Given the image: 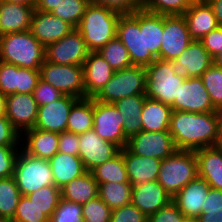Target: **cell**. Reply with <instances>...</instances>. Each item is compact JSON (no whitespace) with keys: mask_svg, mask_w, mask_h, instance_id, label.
Wrapping results in <instances>:
<instances>
[{"mask_svg":"<svg viewBox=\"0 0 222 222\" xmlns=\"http://www.w3.org/2000/svg\"><path fill=\"white\" fill-rule=\"evenodd\" d=\"M192 41L183 15H164L163 38L159 59L166 61L177 59Z\"/></svg>","mask_w":222,"mask_h":222,"instance_id":"13","label":"cell"},{"mask_svg":"<svg viewBox=\"0 0 222 222\" xmlns=\"http://www.w3.org/2000/svg\"><path fill=\"white\" fill-rule=\"evenodd\" d=\"M215 147L222 149V110L218 111V129Z\"/></svg>","mask_w":222,"mask_h":222,"instance_id":"59","label":"cell"},{"mask_svg":"<svg viewBox=\"0 0 222 222\" xmlns=\"http://www.w3.org/2000/svg\"><path fill=\"white\" fill-rule=\"evenodd\" d=\"M63 0H36L35 10L42 12H52Z\"/></svg>","mask_w":222,"mask_h":222,"instance_id":"56","label":"cell"},{"mask_svg":"<svg viewBox=\"0 0 222 222\" xmlns=\"http://www.w3.org/2000/svg\"><path fill=\"white\" fill-rule=\"evenodd\" d=\"M0 146H21V134L5 115L0 116Z\"/></svg>","mask_w":222,"mask_h":222,"instance_id":"51","label":"cell"},{"mask_svg":"<svg viewBox=\"0 0 222 222\" xmlns=\"http://www.w3.org/2000/svg\"><path fill=\"white\" fill-rule=\"evenodd\" d=\"M183 16L192 40L200 41L218 27L212 8L205 0H196Z\"/></svg>","mask_w":222,"mask_h":222,"instance_id":"26","label":"cell"},{"mask_svg":"<svg viewBox=\"0 0 222 222\" xmlns=\"http://www.w3.org/2000/svg\"><path fill=\"white\" fill-rule=\"evenodd\" d=\"M146 93V68L131 66L117 70L109 82L94 97L103 103H114L125 97Z\"/></svg>","mask_w":222,"mask_h":222,"instance_id":"7","label":"cell"},{"mask_svg":"<svg viewBox=\"0 0 222 222\" xmlns=\"http://www.w3.org/2000/svg\"><path fill=\"white\" fill-rule=\"evenodd\" d=\"M9 3H18V4H23V5H30L35 8V3L36 0H3Z\"/></svg>","mask_w":222,"mask_h":222,"instance_id":"61","label":"cell"},{"mask_svg":"<svg viewBox=\"0 0 222 222\" xmlns=\"http://www.w3.org/2000/svg\"><path fill=\"white\" fill-rule=\"evenodd\" d=\"M196 0H141V9L165 16L183 15Z\"/></svg>","mask_w":222,"mask_h":222,"instance_id":"38","label":"cell"},{"mask_svg":"<svg viewBox=\"0 0 222 222\" xmlns=\"http://www.w3.org/2000/svg\"><path fill=\"white\" fill-rule=\"evenodd\" d=\"M90 3L91 0H63L51 13L77 28Z\"/></svg>","mask_w":222,"mask_h":222,"instance_id":"40","label":"cell"},{"mask_svg":"<svg viewBox=\"0 0 222 222\" xmlns=\"http://www.w3.org/2000/svg\"><path fill=\"white\" fill-rule=\"evenodd\" d=\"M206 211H222V190L209 188L201 213Z\"/></svg>","mask_w":222,"mask_h":222,"instance_id":"55","label":"cell"},{"mask_svg":"<svg viewBox=\"0 0 222 222\" xmlns=\"http://www.w3.org/2000/svg\"><path fill=\"white\" fill-rule=\"evenodd\" d=\"M209 188L206 180L197 175L172 197V201L186 218L196 220L201 214Z\"/></svg>","mask_w":222,"mask_h":222,"instance_id":"20","label":"cell"},{"mask_svg":"<svg viewBox=\"0 0 222 222\" xmlns=\"http://www.w3.org/2000/svg\"><path fill=\"white\" fill-rule=\"evenodd\" d=\"M97 52L114 71L133 66L128 50L117 37L110 40Z\"/></svg>","mask_w":222,"mask_h":222,"instance_id":"36","label":"cell"},{"mask_svg":"<svg viewBox=\"0 0 222 222\" xmlns=\"http://www.w3.org/2000/svg\"><path fill=\"white\" fill-rule=\"evenodd\" d=\"M18 66L0 61V92L4 95L16 93Z\"/></svg>","mask_w":222,"mask_h":222,"instance_id":"45","label":"cell"},{"mask_svg":"<svg viewBox=\"0 0 222 222\" xmlns=\"http://www.w3.org/2000/svg\"><path fill=\"white\" fill-rule=\"evenodd\" d=\"M27 196L50 219L61 199V188L49 185Z\"/></svg>","mask_w":222,"mask_h":222,"instance_id":"39","label":"cell"},{"mask_svg":"<svg viewBox=\"0 0 222 222\" xmlns=\"http://www.w3.org/2000/svg\"><path fill=\"white\" fill-rule=\"evenodd\" d=\"M196 222H222V211H206L201 213Z\"/></svg>","mask_w":222,"mask_h":222,"instance_id":"57","label":"cell"},{"mask_svg":"<svg viewBox=\"0 0 222 222\" xmlns=\"http://www.w3.org/2000/svg\"><path fill=\"white\" fill-rule=\"evenodd\" d=\"M218 112L194 113L172 110L169 133L177 150L215 146Z\"/></svg>","mask_w":222,"mask_h":222,"instance_id":"1","label":"cell"},{"mask_svg":"<svg viewBox=\"0 0 222 222\" xmlns=\"http://www.w3.org/2000/svg\"><path fill=\"white\" fill-rule=\"evenodd\" d=\"M21 193L13 176L0 179V217L14 218Z\"/></svg>","mask_w":222,"mask_h":222,"instance_id":"37","label":"cell"},{"mask_svg":"<svg viewBox=\"0 0 222 222\" xmlns=\"http://www.w3.org/2000/svg\"><path fill=\"white\" fill-rule=\"evenodd\" d=\"M122 13L90 3L76 28L90 52H97L116 37L117 23Z\"/></svg>","mask_w":222,"mask_h":222,"instance_id":"2","label":"cell"},{"mask_svg":"<svg viewBox=\"0 0 222 222\" xmlns=\"http://www.w3.org/2000/svg\"><path fill=\"white\" fill-rule=\"evenodd\" d=\"M78 100L77 97L63 95L53 102L39 106L34 128L55 133L67 131L69 113Z\"/></svg>","mask_w":222,"mask_h":222,"instance_id":"18","label":"cell"},{"mask_svg":"<svg viewBox=\"0 0 222 222\" xmlns=\"http://www.w3.org/2000/svg\"><path fill=\"white\" fill-rule=\"evenodd\" d=\"M140 29H144L145 67L159 59L164 15L140 9Z\"/></svg>","mask_w":222,"mask_h":222,"instance_id":"23","label":"cell"},{"mask_svg":"<svg viewBox=\"0 0 222 222\" xmlns=\"http://www.w3.org/2000/svg\"><path fill=\"white\" fill-rule=\"evenodd\" d=\"M13 177L21 195L54 185L49 160L27 154L22 148L17 154Z\"/></svg>","mask_w":222,"mask_h":222,"instance_id":"5","label":"cell"},{"mask_svg":"<svg viewBox=\"0 0 222 222\" xmlns=\"http://www.w3.org/2000/svg\"><path fill=\"white\" fill-rule=\"evenodd\" d=\"M59 133L32 128L21 135V148L29 155L49 160L58 152Z\"/></svg>","mask_w":222,"mask_h":222,"instance_id":"24","label":"cell"},{"mask_svg":"<svg viewBox=\"0 0 222 222\" xmlns=\"http://www.w3.org/2000/svg\"><path fill=\"white\" fill-rule=\"evenodd\" d=\"M172 201L164 187L156 180L134 185L132 187L131 203L147 217Z\"/></svg>","mask_w":222,"mask_h":222,"instance_id":"21","label":"cell"},{"mask_svg":"<svg viewBox=\"0 0 222 222\" xmlns=\"http://www.w3.org/2000/svg\"><path fill=\"white\" fill-rule=\"evenodd\" d=\"M112 209L98 196L82 205L83 222H110Z\"/></svg>","mask_w":222,"mask_h":222,"instance_id":"43","label":"cell"},{"mask_svg":"<svg viewBox=\"0 0 222 222\" xmlns=\"http://www.w3.org/2000/svg\"><path fill=\"white\" fill-rule=\"evenodd\" d=\"M40 78L64 95L85 98L83 66L45 62L40 67Z\"/></svg>","mask_w":222,"mask_h":222,"instance_id":"8","label":"cell"},{"mask_svg":"<svg viewBox=\"0 0 222 222\" xmlns=\"http://www.w3.org/2000/svg\"><path fill=\"white\" fill-rule=\"evenodd\" d=\"M116 37L128 50L132 65L145 67L144 29H140V10L120 15Z\"/></svg>","mask_w":222,"mask_h":222,"instance_id":"11","label":"cell"},{"mask_svg":"<svg viewBox=\"0 0 222 222\" xmlns=\"http://www.w3.org/2000/svg\"><path fill=\"white\" fill-rule=\"evenodd\" d=\"M75 28L51 12L34 10L29 31L46 48L69 34Z\"/></svg>","mask_w":222,"mask_h":222,"instance_id":"19","label":"cell"},{"mask_svg":"<svg viewBox=\"0 0 222 222\" xmlns=\"http://www.w3.org/2000/svg\"><path fill=\"white\" fill-rule=\"evenodd\" d=\"M148 217L132 203L112 210L110 222H147Z\"/></svg>","mask_w":222,"mask_h":222,"instance_id":"46","label":"cell"},{"mask_svg":"<svg viewBox=\"0 0 222 222\" xmlns=\"http://www.w3.org/2000/svg\"><path fill=\"white\" fill-rule=\"evenodd\" d=\"M170 62L174 73L187 79L201 77L214 64V58L207 52L201 41L193 40L177 59Z\"/></svg>","mask_w":222,"mask_h":222,"instance_id":"16","label":"cell"},{"mask_svg":"<svg viewBox=\"0 0 222 222\" xmlns=\"http://www.w3.org/2000/svg\"><path fill=\"white\" fill-rule=\"evenodd\" d=\"M39 105L32 93H14L6 97V117L22 135L35 126Z\"/></svg>","mask_w":222,"mask_h":222,"instance_id":"17","label":"cell"},{"mask_svg":"<svg viewBox=\"0 0 222 222\" xmlns=\"http://www.w3.org/2000/svg\"><path fill=\"white\" fill-rule=\"evenodd\" d=\"M99 184L91 172L71 180L61 187V198L83 205L98 197Z\"/></svg>","mask_w":222,"mask_h":222,"instance_id":"32","label":"cell"},{"mask_svg":"<svg viewBox=\"0 0 222 222\" xmlns=\"http://www.w3.org/2000/svg\"><path fill=\"white\" fill-rule=\"evenodd\" d=\"M216 17L218 26H222V0H205Z\"/></svg>","mask_w":222,"mask_h":222,"instance_id":"58","label":"cell"},{"mask_svg":"<svg viewBox=\"0 0 222 222\" xmlns=\"http://www.w3.org/2000/svg\"><path fill=\"white\" fill-rule=\"evenodd\" d=\"M207 52L214 58L222 51V26H218L200 40Z\"/></svg>","mask_w":222,"mask_h":222,"instance_id":"53","label":"cell"},{"mask_svg":"<svg viewBox=\"0 0 222 222\" xmlns=\"http://www.w3.org/2000/svg\"><path fill=\"white\" fill-rule=\"evenodd\" d=\"M13 219L16 222H49V218L27 195H21Z\"/></svg>","mask_w":222,"mask_h":222,"instance_id":"42","label":"cell"},{"mask_svg":"<svg viewBox=\"0 0 222 222\" xmlns=\"http://www.w3.org/2000/svg\"><path fill=\"white\" fill-rule=\"evenodd\" d=\"M49 163L54 185L59 188L87 172L79 155L57 152L49 159Z\"/></svg>","mask_w":222,"mask_h":222,"instance_id":"29","label":"cell"},{"mask_svg":"<svg viewBox=\"0 0 222 222\" xmlns=\"http://www.w3.org/2000/svg\"><path fill=\"white\" fill-rule=\"evenodd\" d=\"M209 93L213 106L222 110V68L211 65L200 77Z\"/></svg>","mask_w":222,"mask_h":222,"instance_id":"41","label":"cell"},{"mask_svg":"<svg viewBox=\"0 0 222 222\" xmlns=\"http://www.w3.org/2000/svg\"><path fill=\"white\" fill-rule=\"evenodd\" d=\"M40 79V70L18 67V87L16 93H33Z\"/></svg>","mask_w":222,"mask_h":222,"instance_id":"48","label":"cell"},{"mask_svg":"<svg viewBox=\"0 0 222 222\" xmlns=\"http://www.w3.org/2000/svg\"><path fill=\"white\" fill-rule=\"evenodd\" d=\"M94 98L79 99L71 108L67 132L82 134L93 129Z\"/></svg>","mask_w":222,"mask_h":222,"instance_id":"33","label":"cell"},{"mask_svg":"<svg viewBox=\"0 0 222 222\" xmlns=\"http://www.w3.org/2000/svg\"><path fill=\"white\" fill-rule=\"evenodd\" d=\"M45 60L60 65L83 66L89 50L81 33L75 28L69 34L46 48Z\"/></svg>","mask_w":222,"mask_h":222,"instance_id":"12","label":"cell"},{"mask_svg":"<svg viewBox=\"0 0 222 222\" xmlns=\"http://www.w3.org/2000/svg\"><path fill=\"white\" fill-rule=\"evenodd\" d=\"M49 222H83L82 205L61 198Z\"/></svg>","mask_w":222,"mask_h":222,"instance_id":"44","label":"cell"},{"mask_svg":"<svg viewBox=\"0 0 222 222\" xmlns=\"http://www.w3.org/2000/svg\"><path fill=\"white\" fill-rule=\"evenodd\" d=\"M146 68V97L172 105L184 78L176 75L170 61L156 59Z\"/></svg>","mask_w":222,"mask_h":222,"instance_id":"6","label":"cell"},{"mask_svg":"<svg viewBox=\"0 0 222 222\" xmlns=\"http://www.w3.org/2000/svg\"><path fill=\"white\" fill-rule=\"evenodd\" d=\"M123 156L128 178L133 186L158 179L162 160L132 154L126 147L123 148Z\"/></svg>","mask_w":222,"mask_h":222,"instance_id":"27","label":"cell"},{"mask_svg":"<svg viewBox=\"0 0 222 222\" xmlns=\"http://www.w3.org/2000/svg\"><path fill=\"white\" fill-rule=\"evenodd\" d=\"M91 173L99 185L108 182H130L124 162L123 149L112 159L94 168Z\"/></svg>","mask_w":222,"mask_h":222,"instance_id":"34","label":"cell"},{"mask_svg":"<svg viewBox=\"0 0 222 222\" xmlns=\"http://www.w3.org/2000/svg\"><path fill=\"white\" fill-rule=\"evenodd\" d=\"M58 152L78 155L79 135L67 131L59 133Z\"/></svg>","mask_w":222,"mask_h":222,"instance_id":"54","label":"cell"},{"mask_svg":"<svg viewBox=\"0 0 222 222\" xmlns=\"http://www.w3.org/2000/svg\"><path fill=\"white\" fill-rule=\"evenodd\" d=\"M214 64L222 68V51L216 57H214Z\"/></svg>","mask_w":222,"mask_h":222,"instance_id":"62","label":"cell"},{"mask_svg":"<svg viewBox=\"0 0 222 222\" xmlns=\"http://www.w3.org/2000/svg\"><path fill=\"white\" fill-rule=\"evenodd\" d=\"M132 187L130 182L101 183L98 196L114 210L131 203Z\"/></svg>","mask_w":222,"mask_h":222,"instance_id":"35","label":"cell"},{"mask_svg":"<svg viewBox=\"0 0 222 222\" xmlns=\"http://www.w3.org/2000/svg\"><path fill=\"white\" fill-rule=\"evenodd\" d=\"M126 148L135 155L163 160L177 149L169 131H143L128 138Z\"/></svg>","mask_w":222,"mask_h":222,"instance_id":"10","label":"cell"},{"mask_svg":"<svg viewBox=\"0 0 222 222\" xmlns=\"http://www.w3.org/2000/svg\"><path fill=\"white\" fill-rule=\"evenodd\" d=\"M32 94L39 106L53 102L64 95L55 87L43 81L41 78L39 79Z\"/></svg>","mask_w":222,"mask_h":222,"instance_id":"49","label":"cell"},{"mask_svg":"<svg viewBox=\"0 0 222 222\" xmlns=\"http://www.w3.org/2000/svg\"><path fill=\"white\" fill-rule=\"evenodd\" d=\"M171 112L170 105L146 97L140 118L141 130L169 131Z\"/></svg>","mask_w":222,"mask_h":222,"instance_id":"31","label":"cell"},{"mask_svg":"<svg viewBox=\"0 0 222 222\" xmlns=\"http://www.w3.org/2000/svg\"><path fill=\"white\" fill-rule=\"evenodd\" d=\"M145 98V94H137L113 103L124 119L123 133L127 138L141 131L142 123L140 118Z\"/></svg>","mask_w":222,"mask_h":222,"instance_id":"30","label":"cell"},{"mask_svg":"<svg viewBox=\"0 0 222 222\" xmlns=\"http://www.w3.org/2000/svg\"><path fill=\"white\" fill-rule=\"evenodd\" d=\"M171 109L194 113L218 112L200 77L184 79L179 88L178 99L174 100Z\"/></svg>","mask_w":222,"mask_h":222,"instance_id":"14","label":"cell"},{"mask_svg":"<svg viewBox=\"0 0 222 222\" xmlns=\"http://www.w3.org/2000/svg\"><path fill=\"white\" fill-rule=\"evenodd\" d=\"M120 148L109 141L103 140L94 129L79 134V157L85 170L91 172L97 166L112 159L120 152Z\"/></svg>","mask_w":222,"mask_h":222,"instance_id":"15","label":"cell"},{"mask_svg":"<svg viewBox=\"0 0 222 222\" xmlns=\"http://www.w3.org/2000/svg\"><path fill=\"white\" fill-rule=\"evenodd\" d=\"M6 95L0 92V116L6 115Z\"/></svg>","mask_w":222,"mask_h":222,"instance_id":"60","label":"cell"},{"mask_svg":"<svg viewBox=\"0 0 222 222\" xmlns=\"http://www.w3.org/2000/svg\"><path fill=\"white\" fill-rule=\"evenodd\" d=\"M0 222H16L13 218L0 217Z\"/></svg>","mask_w":222,"mask_h":222,"instance_id":"63","label":"cell"},{"mask_svg":"<svg viewBox=\"0 0 222 222\" xmlns=\"http://www.w3.org/2000/svg\"><path fill=\"white\" fill-rule=\"evenodd\" d=\"M114 72L98 52H89L83 64L85 98H94L109 82Z\"/></svg>","mask_w":222,"mask_h":222,"instance_id":"22","label":"cell"},{"mask_svg":"<svg viewBox=\"0 0 222 222\" xmlns=\"http://www.w3.org/2000/svg\"><path fill=\"white\" fill-rule=\"evenodd\" d=\"M184 222H196V220L195 219H186Z\"/></svg>","mask_w":222,"mask_h":222,"instance_id":"64","label":"cell"},{"mask_svg":"<svg viewBox=\"0 0 222 222\" xmlns=\"http://www.w3.org/2000/svg\"><path fill=\"white\" fill-rule=\"evenodd\" d=\"M35 8L0 0V36L28 31Z\"/></svg>","mask_w":222,"mask_h":222,"instance_id":"25","label":"cell"},{"mask_svg":"<svg viewBox=\"0 0 222 222\" xmlns=\"http://www.w3.org/2000/svg\"><path fill=\"white\" fill-rule=\"evenodd\" d=\"M198 176L211 188L222 190V149L205 147L195 150Z\"/></svg>","mask_w":222,"mask_h":222,"instance_id":"28","label":"cell"},{"mask_svg":"<svg viewBox=\"0 0 222 222\" xmlns=\"http://www.w3.org/2000/svg\"><path fill=\"white\" fill-rule=\"evenodd\" d=\"M187 218L178 209L177 205L171 201L169 204L159 209L148 217V222H184Z\"/></svg>","mask_w":222,"mask_h":222,"instance_id":"50","label":"cell"},{"mask_svg":"<svg viewBox=\"0 0 222 222\" xmlns=\"http://www.w3.org/2000/svg\"><path fill=\"white\" fill-rule=\"evenodd\" d=\"M198 175L197 158L194 150H176L163 159L157 181L173 197Z\"/></svg>","mask_w":222,"mask_h":222,"instance_id":"4","label":"cell"},{"mask_svg":"<svg viewBox=\"0 0 222 222\" xmlns=\"http://www.w3.org/2000/svg\"><path fill=\"white\" fill-rule=\"evenodd\" d=\"M91 2L122 14L133 13L141 9V0H91Z\"/></svg>","mask_w":222,"mask_h":222,"instance_id":"52","label":"cell"},{"mask_svg":"<svg viewBox=\"0 0 222 222\" xmlns=\"http://www.w3.org/2000/svg\"><path fill=\"white\" fill-rule=\"evenodd\" d=\"M45 47L28 31L0 36V61L21 68L40 70L45 62Z\"/></svg>","mask_w":222,"mask_h":222,"instance_id":"3","label":"cell"},{"mask_svg":"<svg viewBox=\"0 0 222 222\" xmlns=\"http://www.w3.org/2000/svg\"><path fill=\"white\" fill-rule=\"evenodd\" d=\"M124 119L113 103H103L94 99L93 129L103 140L123 149L128 138L123 133Z\"/></svg>","mask_w":222,"mask_h":222,"instance_id":"9","label":"cell"},{"mask_svg":"<svg viewBox=\"0 0 222 222\" xmlns=\"http://www.w3.org/2000/svg\"><path fill=\"white\" fill-rule=\"evenodd\" d=\"M21 146H0V179L13 176L14 164Z\"/></svg>","mask_w":222,"mask_h":222,"instance_id":"47","label":"cell"}]
</instances>
